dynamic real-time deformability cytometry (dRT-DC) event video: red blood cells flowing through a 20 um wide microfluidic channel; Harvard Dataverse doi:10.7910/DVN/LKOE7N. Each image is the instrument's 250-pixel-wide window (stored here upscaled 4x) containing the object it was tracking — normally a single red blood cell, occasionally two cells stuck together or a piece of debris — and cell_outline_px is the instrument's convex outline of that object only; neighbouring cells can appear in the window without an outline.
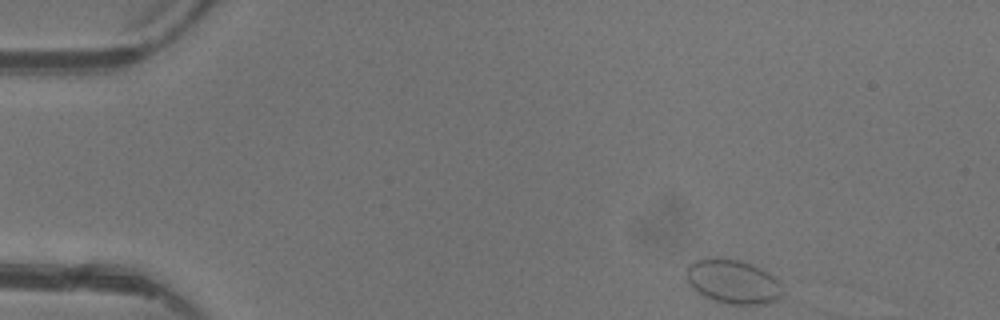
{"species": "common noctule bat (a hibernating species)", "species_latin": "Nyctalus noctula", "temperature_condition": "warm", "stored_images_in_passage": 3, "camera_frame_rate_fps": 3000, "um_per_image_px": 0.085, "animal": {"sex": "female"}, "frame": {"image": 1, "passage_image": 1, "time_ms": 0.0, "image_size_px": [1000, 320], "cell_outline_px": [[780, 300], [764, 304], [724, 304], [712, 300], [704, 296], [692, 288], [688, 280], [688, 264], [696, 260], [716, 256], [740, 260], [752, 264], [768, 272], [780, 284]], "centroid_in_image_um": [62.29, 23.93], "position_along_channel_um": 22.7, "area_um2": 24.74}}